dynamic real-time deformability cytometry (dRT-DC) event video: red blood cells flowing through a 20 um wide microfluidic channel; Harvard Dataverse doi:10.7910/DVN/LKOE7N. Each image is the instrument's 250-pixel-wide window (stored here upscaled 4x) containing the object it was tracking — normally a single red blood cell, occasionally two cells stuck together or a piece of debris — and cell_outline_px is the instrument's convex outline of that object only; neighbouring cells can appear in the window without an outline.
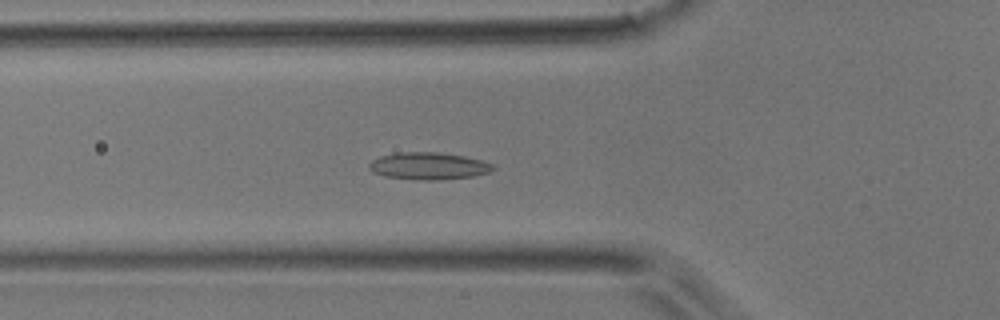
{"species": "common noctule bat (a hibernating species)", "species_latin": "Nyctalus noctula", "temperature_condition": "room temperature", "stored_images_in_passage": 50, "camera_frame_rate_fps": 3000, "um_per_image_px": 0.085, "animal": {"sex": "male", "body_mass_g": 17.9}, "frame": {"image": 1, "passage_image": 17, "time_ms": 5.333, "image_size_px": [1000, 320], "cell_outline_px": [[496, 168], [488, 172], [472, 176], [436, 180], [424, 180], [384, 176], [372, 172], [368, 168], [368, 164], [372, 160], [380, 156], [396, 152], [436, 152], [464, 156], [484, 160], [492, 164]], "centroid_in_image_um": [36.4, 14.1], "position_along_channel_um": 89.4, "area_um2": 19.59}}
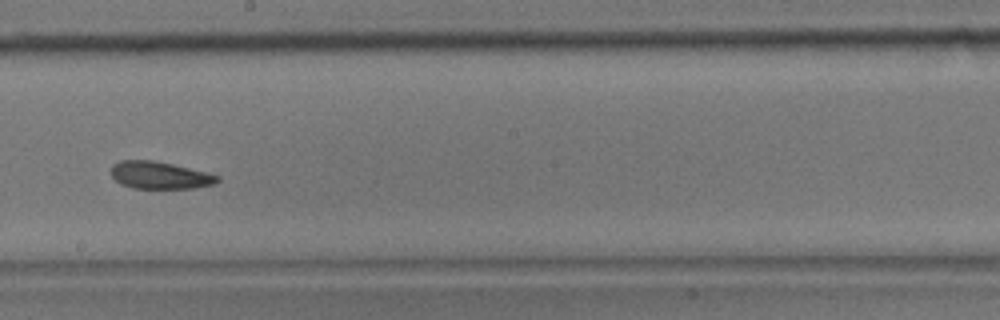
{"frame": {"image": 2, "passage_image": 28, "time_ms": 9.0, "image_size_px": [1000, 320], "cell_outline_px": [[220, 180], [216, 184], [192, 188], [132, 188], [120, 184], [108, 172], [112, 164], [120, 160], [152, 160], [172, 164], [220, 176]], "centroid_in_image_um": [13.52, 14.89], "position_along_channel_um": 234.7, "area_um2": 16.99}}
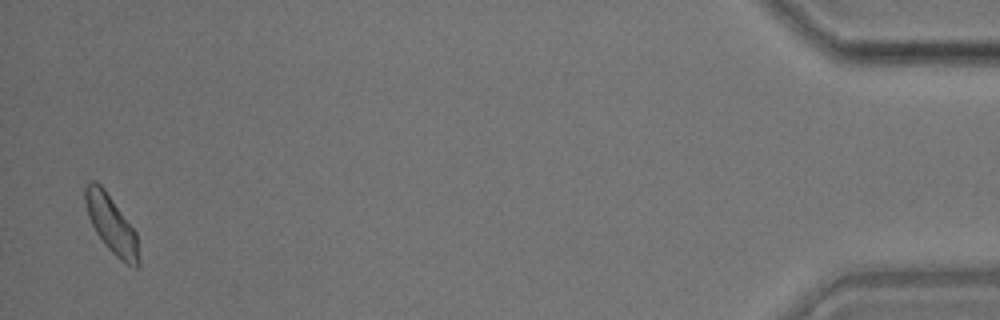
{"frame": {"image": 3, "passage_image": 49, "time_ms": 16.0, "image_size_px": [1000, 320], "cell_outline_px": [[140, 264], [136, 268], [132, 268], [120, 260], [104, 244], [96, 232], [88, 216], [84, 200], [84, 184], [92, 180], [96, 180], [104, 188], [136, 232], [140, 260]], "centroid_in_image_um": [9.46, 19.07], "position_along_channel_um": 425.7, "area_um2": 18.15}}